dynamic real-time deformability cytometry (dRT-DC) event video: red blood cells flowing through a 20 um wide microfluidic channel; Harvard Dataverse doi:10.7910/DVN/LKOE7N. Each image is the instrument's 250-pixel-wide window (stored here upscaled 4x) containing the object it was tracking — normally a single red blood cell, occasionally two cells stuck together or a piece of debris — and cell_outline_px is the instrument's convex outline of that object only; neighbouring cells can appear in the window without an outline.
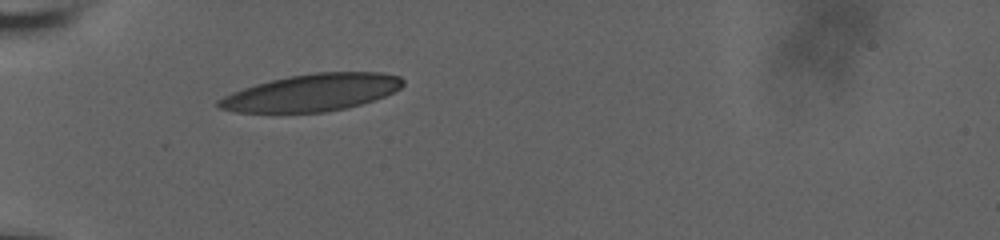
{"species": "human", "species_latin": "Homo sapiens", "temperature_condition": "room temperature", "stored_images_in_passage": 22, "camera_frame_rate_fps": 3000, "um_per_image_px": 0.085, "donor": {"sex": "male"}, "frame": {"image": 1, "passage_image": 1, "time_ms": 0.0, "image_size_px": [1000, 240], "cell_outline_px": [[404, 84], [400, 88], [384, 96], [360, 104], [344, 108], [324, 112], [280, 116], [236, 112], [220, 108], [216, 104], [216, 100], [232, 92], [256, 84], [288, 76], [316, 72], [380, 72], [400, 76], [404, 80]], "centroid_in_image_um": [26.42, 7.92], "position_along_channel_um": 58.6, "area_um2": 40.81}}